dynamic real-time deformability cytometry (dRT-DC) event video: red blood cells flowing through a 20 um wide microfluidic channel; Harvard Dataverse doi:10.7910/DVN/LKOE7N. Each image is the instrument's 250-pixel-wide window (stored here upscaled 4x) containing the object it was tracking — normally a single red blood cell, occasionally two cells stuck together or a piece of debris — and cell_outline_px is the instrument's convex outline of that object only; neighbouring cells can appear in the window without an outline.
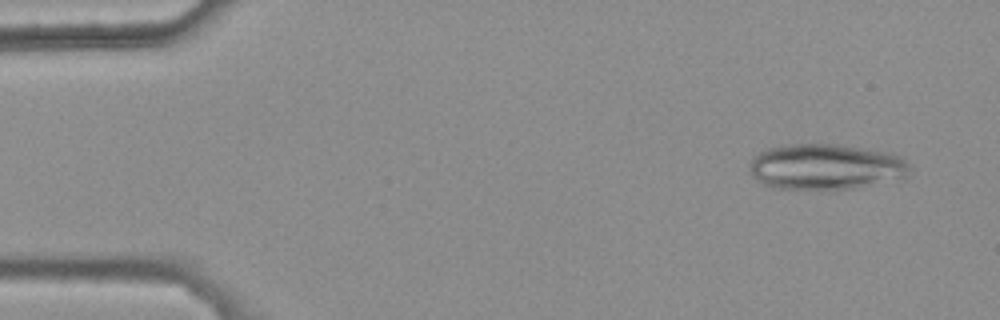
{"species": "common noctule bat (a hibernating species)", "species_latin": "Nyctalus noctula", "temperature_condition": "warm", "stored_images_in_passage": 20, "camera_frame_rate_fps": 3000, "um_per_image_px": 0.085, "animal": {"sex": "female", "body_mass_g": 25.1}, "frame": {"image": 1, "passage_image": 4, "time_ms": 1.0, "image_size_px": [1000, 320], "cell_outline_px": [[912, 172], [908, 176], [856, 188], [836, 192], [828, 192], [764, 188], [752, 176], [752, 156], [768, 148], [788, 144], [832, 144], [868, 148], [888, 152], [900, 156], [912, 168]], "centroid_in_image_um": [70.17, 14.23], "position_along_channel_um": 14.8, "area_um2": 44.1}}